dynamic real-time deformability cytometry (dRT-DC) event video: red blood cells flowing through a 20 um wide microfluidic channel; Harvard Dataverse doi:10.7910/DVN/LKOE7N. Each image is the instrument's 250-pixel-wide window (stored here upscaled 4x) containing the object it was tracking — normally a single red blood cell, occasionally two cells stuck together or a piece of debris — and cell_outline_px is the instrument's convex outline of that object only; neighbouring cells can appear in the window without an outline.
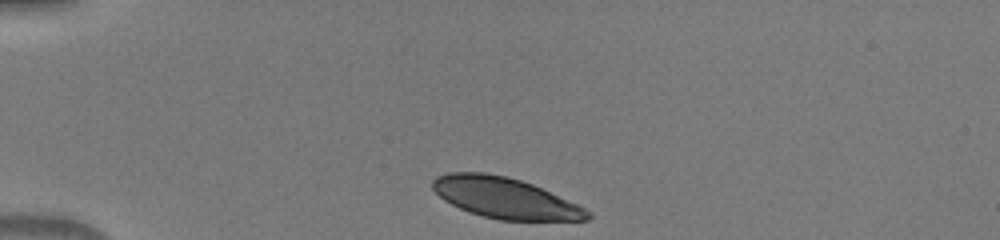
{"species": "human", "species_latin": "Homo sapiens", "temperature_condition": "warm", "stored_images_in_passage": 38, "camera_frame_rate_fps": 3000, "um_per_image_px": 0.085, "donor": {"sex": "male"}, "frame": {"image": 1, "passage_image": 1, "time_ms": 0.0, "image_size_px": [1000, 240], "cell_outline_px": [[592, 216], [588, 220], [500, 220], [468, 212], [444, 200], [432, 188], [432, 180], [436, 176], [448, 172], [484, 172], [508, 176], [532, 184], [576, 204], [592, 212]], "centroid_in_image_um": [42.9, 16.82], "position_along_channel_um": 42.1, "area_um2": 36.59}}
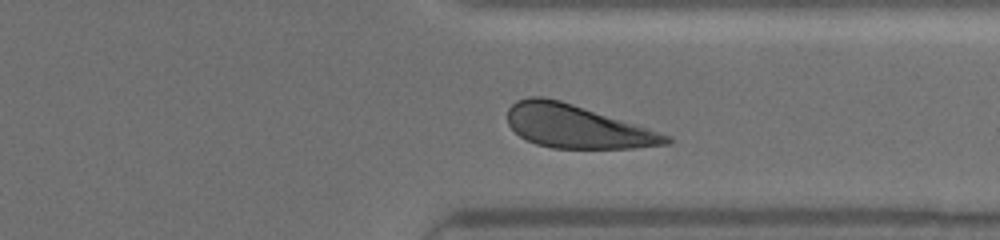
{"frame": {"image": 2, "passage_image": 28, "time_ms": 9.0, "image_size_px": [1000, 240], "cell_outline_px": [[672, 140], [668, 144], [636, 148], [552, 148], [536, 144], [520, 136], [508, 124], [508, 108], [516, 100], [528, 96], [540, 96], [560, 100], [648, 128], [672, 136]], "centroid_in_image_um": [49.02, 10.75], "position_along_channel_um": 362.4, "area_um2": 39.65}}
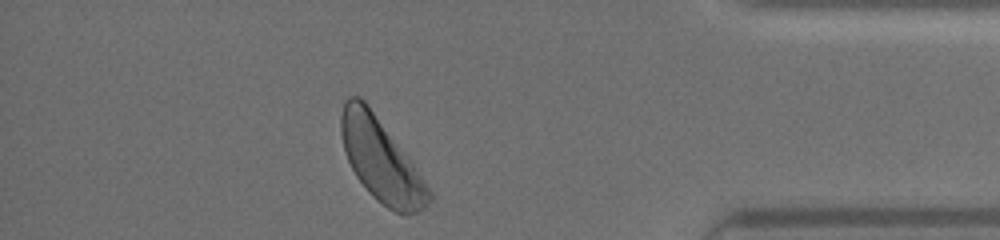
{"frame": {"image": 3, "passage_image": 33, "time_ms": 10.667, "image_size_px": [1000, 240], "cell_outline_px": [[432, 200], [424, 208], [408, 216], [404, 216], [388, 208], [376, 200], [368, 192], [356, 176], [348, 160], [344, 148], [340, 132], [340, 116], [344, 100], [348, 96], [360, 96], [368, 104], [408, 156], [432, 192]], "centroid_in_image_um": [32.38, 13.61], "position_along_channel_um": 402.8, "area_um2": 42.43}}